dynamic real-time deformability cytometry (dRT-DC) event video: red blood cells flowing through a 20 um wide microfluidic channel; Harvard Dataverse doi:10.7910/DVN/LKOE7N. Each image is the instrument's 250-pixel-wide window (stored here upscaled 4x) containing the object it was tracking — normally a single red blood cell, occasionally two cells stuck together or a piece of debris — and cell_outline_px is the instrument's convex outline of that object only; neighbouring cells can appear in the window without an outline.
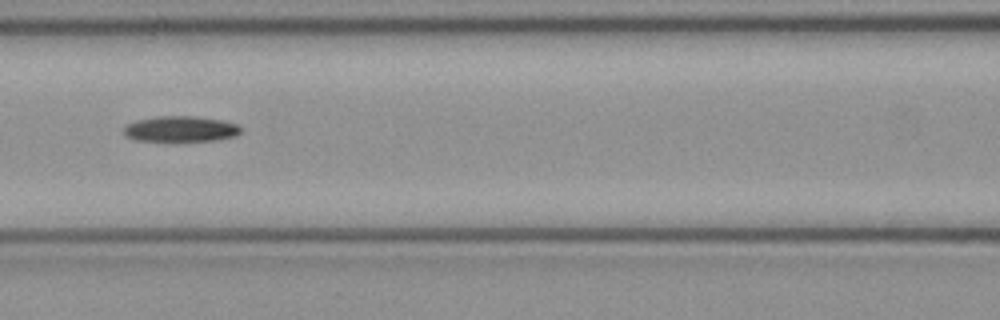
{"species": "common noctule bat (a hibernating species)", "species_latin": "Nyctalus noctula", "temperature_condition": "cold", "stored_images_in_passage": 4, "camera_frame_rate_fps": 3000, "um_per_image_px": 0.085, "animal": {"sex": "female", "body_mass_g": 21.9}, "frame": {"image": 1, "passage_image": 4, "time_ms": 1.0, "image_size_px": [1000, 320], "cell_outline_px": [[240, 132], [236, 136], [216, 140], [136, 140], [124, 136], [124, 128], [128, 124], [136, 120], [156, 116], [192, 116], [224, 120], [236, 124], [240, 128]], "centroid_in_image_um": [15.35, 10.95], "position_along_channel_um": 151.3, "area_um2": 17.28}}